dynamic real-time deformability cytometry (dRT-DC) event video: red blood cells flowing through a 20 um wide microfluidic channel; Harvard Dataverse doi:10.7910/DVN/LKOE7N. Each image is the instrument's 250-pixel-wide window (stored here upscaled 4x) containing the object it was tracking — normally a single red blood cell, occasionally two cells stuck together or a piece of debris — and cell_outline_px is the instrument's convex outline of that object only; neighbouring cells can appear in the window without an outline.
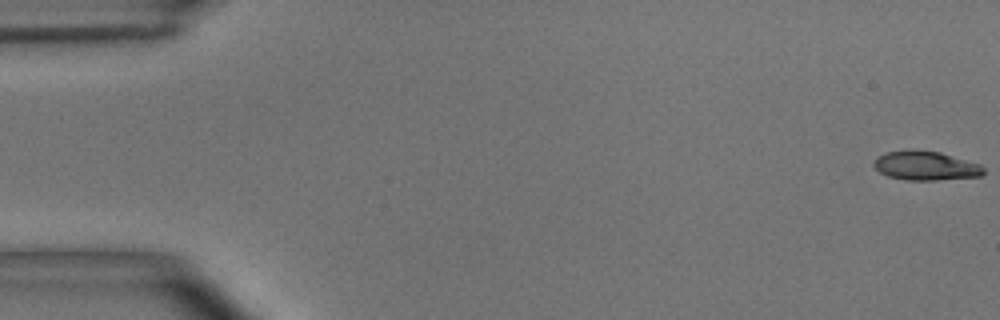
{"species": "common noctule bat (a hibernating species)", "species_latin": "Nyctalus noctula", "temperature_condition": "room temperature", "stored_images_in_passage": 48, "camera_frame_rate_fps": 3000, "um_per_image_px": 0.085, "animal": {"sex": "male", "body_mass_g": 15.6}, "frame": {"image": 1, "passage_image": 1, "time_ms": 0.0, "image_size_px": [1000, 320], "cell_outline_px": [[984, 172], [980, 176], [936, 180], [908, 180], [888, 176], [880, 172], [872, 164], [884, 152], [912, 148], [916, 148], [940, 152], [980, 164], [984, 168]], "centroid_in_image_um": [78.67, 14.06], "position_along_channel_um": 6.3, "area_um2": 18.73}}
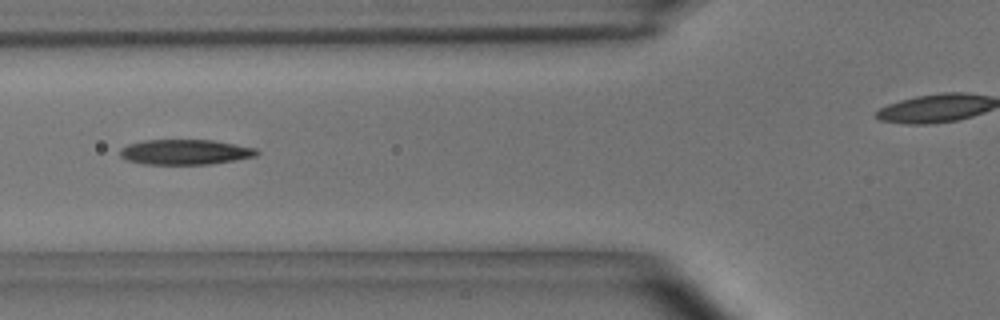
{"frame": {"image": 2, "passage_image": 21, "time_ms": 6.667, "image_size_px": [1000, 320], "cell_outline_px": [[260, 152], [256, 156], [208, 164], [144, 164], [124, 160], [120, 156], [120, 148], [128, 144], [144, 140], [212, 140], [256, 148]], "centroid_in_image_um": [15.69, 12.92], "position_along_channel_um": 110.1, "area_um2": 20.0}}
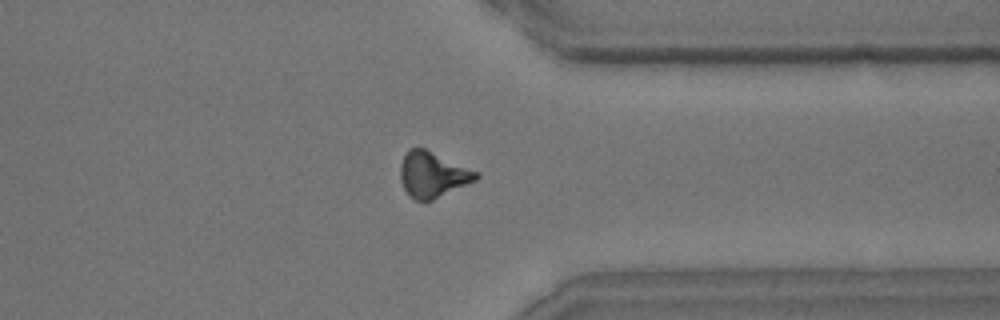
{"frame": {"image": 3, "passage_image": 43, "time_ms": 14.0, "image_size_px": [1000, 320], "cell_outline_px": [[480, 176], [476, 180], [432, 200], [416, 200], [408, 196], [400, 180], [400, 164], [408, 148], [424, 148], [480, 172]], "centroid_in_image_um": [36.77, 14.83], "position_along_channel_um": 374.6, "area_um2": 20.11}}